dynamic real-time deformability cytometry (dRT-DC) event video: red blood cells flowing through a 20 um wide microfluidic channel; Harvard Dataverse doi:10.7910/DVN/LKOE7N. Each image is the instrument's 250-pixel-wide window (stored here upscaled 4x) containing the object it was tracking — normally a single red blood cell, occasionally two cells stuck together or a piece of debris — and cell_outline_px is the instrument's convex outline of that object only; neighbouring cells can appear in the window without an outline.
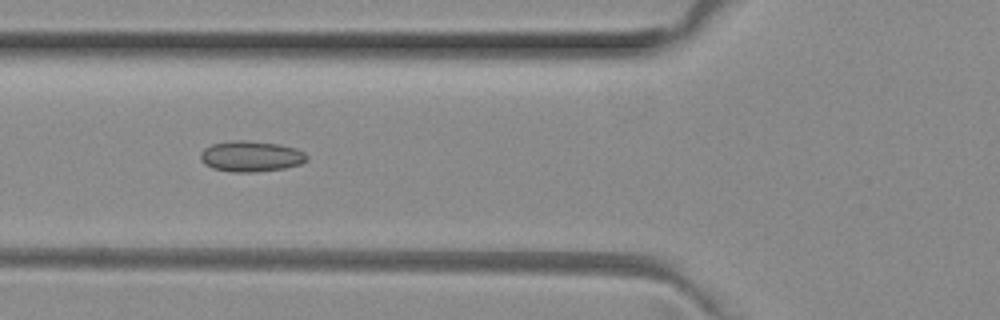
{"species": "common noctule bat (a hibernating species)", "species_latin": "Nyctalus noctula", "temperature_condition": "room temperature", "stored_images_in_passage": 7, "camera_frame_rate_fps": 3000, "um_per_image_px": 0.085, "animal": {"sex": "female", "body_mass_g": 29.2, "forearm_length_mm": 56.3}, "frame": {"image": 1, "passage_image": 4, "time_ms": 1.0, "image_size_px": [1000, 320], "cell_outline_px": [[308, 160], [300, 164], [284, 168], [256, 172], [232, 172], [212, 168], [204, 164], [200, 160], [200, 152], [204, 148], [212, 144], [232, 140], [244, 140], [280, 144], [296, 148], [304, 152], [308, 156]], "centroid_in_image_um": [21.32, 13.28], "position_along_channel_um": 104.5, "area_um2": 19.25}}
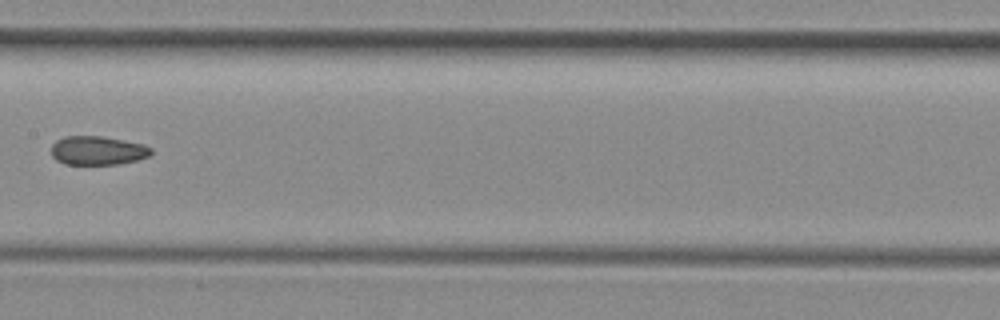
{"frame": {"image": 2, "passage_image": 6, "time_ms": 1.667, "image_size_px": [1000, 320], "cell_outline_px": [[152, 156], [120, 164], [64, 164], [56, 160], [52, 156], [52, 144], [56, 140], [64, 136], [100, 136], [144, 144], [152, 148]], "centroid_in_image_um": [8.31, 12.8], "position_along_channel_um": 199.1, "area_um2": 16.88}}
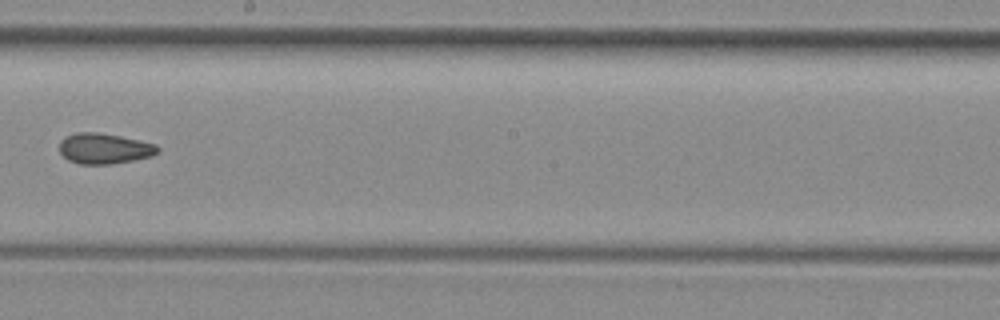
{"frame": {"image": 3, "passage_image": 7, "time_ms": 2.0, "image_size_px": [1000, 320], "cell_outline_px": [[160, 152], [152, 156], [112, 164], [80, 164], [68, 160], [60, 152], [60, 140], [76, 132], [100, 132], [140, 140], [156, 144], [160, 148]], "centroid_in_image_um": [8.89, 12.62], "position_along_channel_um": 239.3, "area_um2": 17.57}}